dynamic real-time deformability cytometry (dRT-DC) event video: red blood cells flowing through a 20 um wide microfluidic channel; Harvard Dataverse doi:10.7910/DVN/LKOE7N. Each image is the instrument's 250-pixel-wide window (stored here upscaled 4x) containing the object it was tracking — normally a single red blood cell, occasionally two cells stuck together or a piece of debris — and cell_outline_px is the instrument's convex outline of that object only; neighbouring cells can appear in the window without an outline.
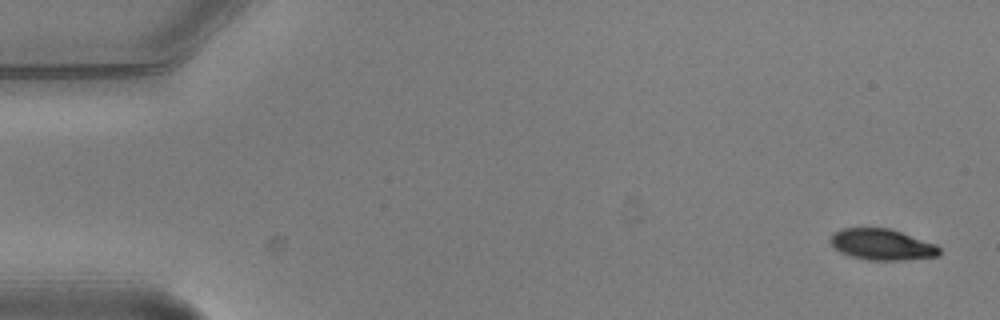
{"species": "common noctule bat (a hibernating species)", "species_latin": "Nyctalus noctula", "temperature_condition": "warm", "stored_images_in_passage": 5, "camera_frame_rate_fps": 3000, "um_per_image_px": 0.085, "animal": {"sex": "male", "body_mass_g": 20.5, "forearm_length_mm": 52.5}, "frame": {"image": 1, "passage_image": 1, "time_ms": 0.0, "image_size_px": [1000, 320], "cell_outline_px": [[940, 256], [904, 260], [868, 260], [852, 256], [840, 252], [832, 244], [832, 236], [840, 228], [892, 228], [936, 244], [940, 248]], "centroid_in_image_um": [75.03, 20.78], "position_along_channel_um": 10.0, "area_um2": 19.71}}
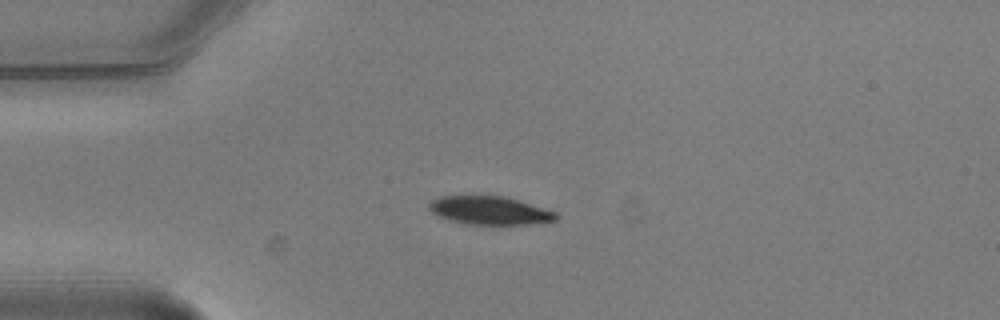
{"frame": {"image": 2, "passage_image": 4, "time_ms": 1.0, "image_size_px": [1000, 320], "cell_outline_px": [[560, 216], [556, 220], [528, 224], [464, 224], [448, 220], [432, 212], [428, 208], [428, 204], [432, 200], [440, 196], [504, 196], [556, 212]], "centroid_in_image_um": [41.6, 17.89], "position_along_channel_um": 43.4, "area_um2": 20.75}}